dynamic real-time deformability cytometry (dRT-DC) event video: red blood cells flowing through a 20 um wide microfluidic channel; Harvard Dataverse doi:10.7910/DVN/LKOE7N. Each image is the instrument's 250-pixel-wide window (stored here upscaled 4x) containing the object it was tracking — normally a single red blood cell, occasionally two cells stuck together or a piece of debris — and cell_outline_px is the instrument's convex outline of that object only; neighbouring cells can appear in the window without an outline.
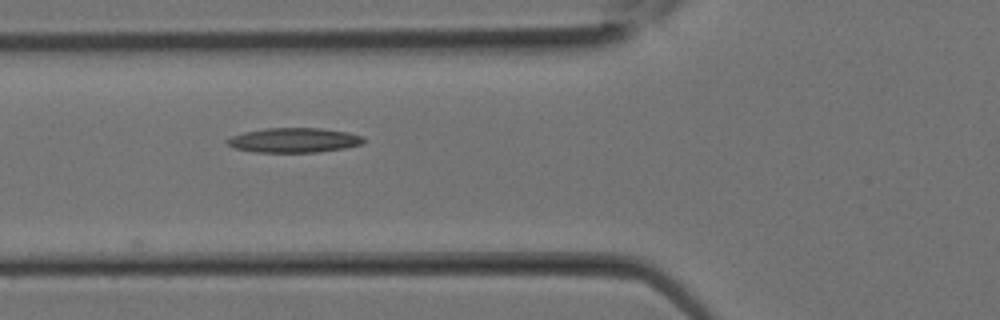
{"species": "Egyptian fruit bat (a non-hibernating species)", "species_latin": "Rousettus aegyptiacus", "temperature_condition": "room temperature", "stored_images_in_passage": 23, "camera_frame_rate_fps": 3000, "um_per_image_px": 0.085, "animal": {"sex": "female"}, "frame": {"image": 1, "passage_image": 6, "time_ms": 1.667, "image_size_px": [1000, 320], "cell_outline_px": [[364, 140], [360, 144], [344, 148], [316, 152], [252, 152], [232, 148], [224, 140], [232, 136], [244, 132], [264, 128], [320, 128], [348, 132], [364, 136]], "centroid_in_image_um": [24.94, 11.91], "position_along_channel_um": 100.9, "area_um2": 19.65}}
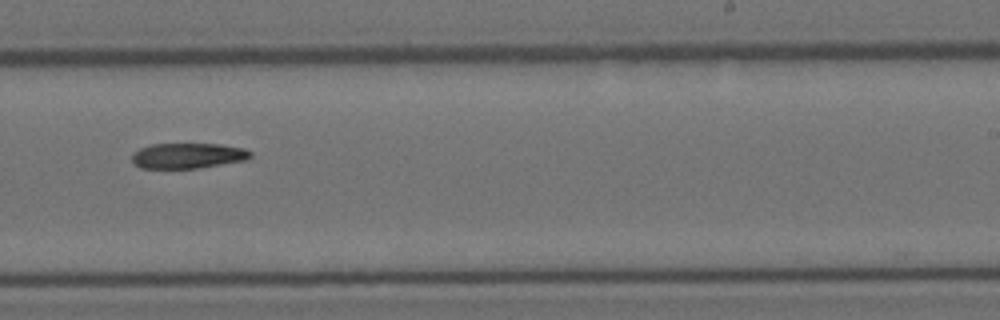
{"frame": {"image": 2, "passage_image": 13, "time_ms": 4.0, "image_size_px": [1000, 320], "cell_outline_px": [[252, 156], [248, 160], [196, 168], [140, 168], [132, 164], [132, 152], [140, 148], [152, 144], [220, 144], [244, 148], [252, 152]], "centroid_in_image_um": [15.96, 13.23], "position_along_channel_um": 273.0, "area_um2": 17.69}}
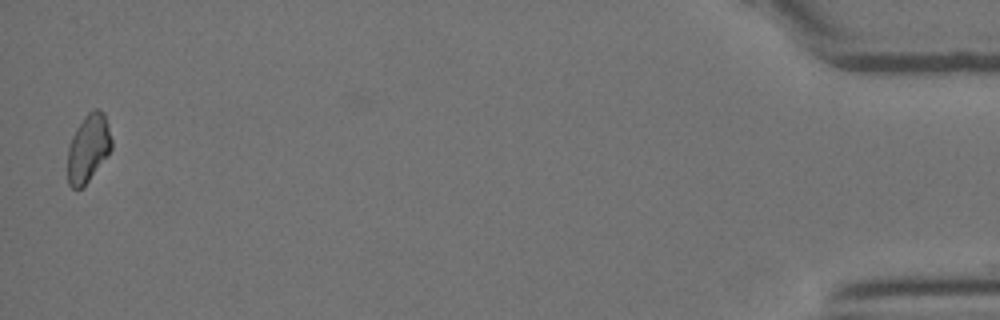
{"frame": {"image": 3, "passage_image": 23, "time_ms": 7.333, "image_size_px": [1000, 320], "cell_outline_px": [[112, 148], [108, 156], [88, 180], [80, 188], [72, 188], [68, 184], [68, 148], [72, 136], [76, 128], [84, 116], [88, 112], [96, 108], [104, 112], [108, 124], [112, 140]], "centroid_in_image_um": [7.52, 12.56], "position_along_channel_um": 427.7, "area_um2": 17.34}}